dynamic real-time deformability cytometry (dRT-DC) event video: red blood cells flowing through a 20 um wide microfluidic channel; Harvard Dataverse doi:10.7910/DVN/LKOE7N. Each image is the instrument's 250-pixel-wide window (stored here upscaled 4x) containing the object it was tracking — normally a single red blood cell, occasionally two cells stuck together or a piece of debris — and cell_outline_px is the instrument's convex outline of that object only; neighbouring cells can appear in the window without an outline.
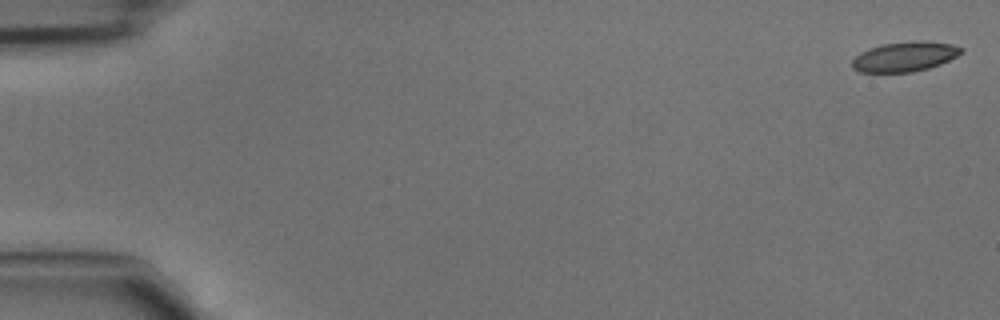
{"species": "common noctule bat (a hibernating species)", "species_latin": "Nyctalus noctula", "temperature_condition": "cold", "stored_images_in_passage": 46, "camera_frame_rate_fps": 3000, "um_per_image_px": 0.085, "animal": {"sex": "male", "body_mass_g": 15.6}, "frame": {"image": 1, "passage_image": 1, "time_ms": 0.0, "image_size_px": [1000, 320], "cell_outline_px": [[964, 52], [940, 64], [928, 68], [912, 72], [860, 72], [852, 68], [852, 60], [856, 56], [872, 48], [884, 44], [912, 40], [952, 44], [964, 48]], "centroid_in_image_um": [76.93, 4.82], "position_along_channel_um": 8.1, "area_um2": 18.67}}
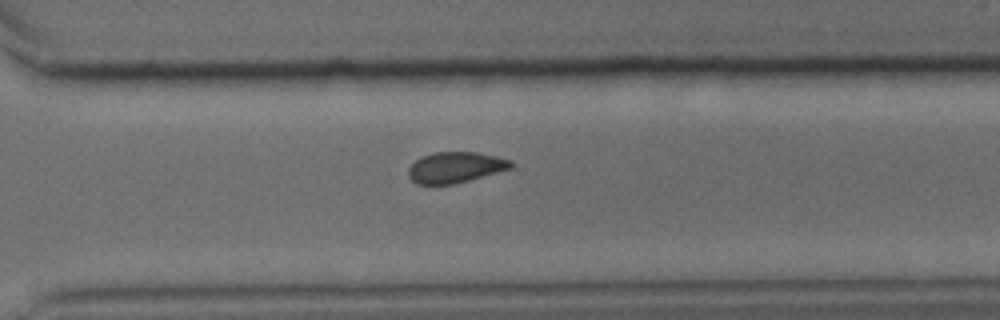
{"frame": {"image": 2, "passage_image": 33, "time_ms": 10.667, "image_size_px": [1000, 320], "cell_outline_px": [[512, 168], [468, 180], [452, 184], [416, 184], [408, 176], [408, 168], [420, 156], [436, 152], [476, 152], [496, 156], [512, 160]], "centroid_in_image_um": [38.69, 14.22], "position_along_channel_um": 331.9, "area_um2": 18.32}}
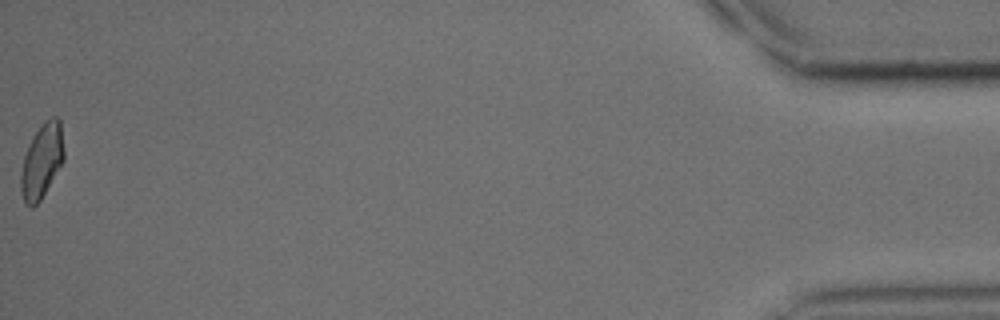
{"frame": {"image": 3, "passage_image": 46, "time_ms": 15.0, "image_size_px": [1000, 320], "cell_outline_px": [[64, 160], [40, 200], [32, 208], [24, 204], [20, 192], [20, 172], [24, 156], [28, 144], [32, 136], [40, 124], [44, 120], [52, 116], [56, 116], [60, 120], [64, 148]], "centroid_in_image_um": [3.53, 13.66], "position_along_channel_um": 431.7, "area_um2": 19.02}}